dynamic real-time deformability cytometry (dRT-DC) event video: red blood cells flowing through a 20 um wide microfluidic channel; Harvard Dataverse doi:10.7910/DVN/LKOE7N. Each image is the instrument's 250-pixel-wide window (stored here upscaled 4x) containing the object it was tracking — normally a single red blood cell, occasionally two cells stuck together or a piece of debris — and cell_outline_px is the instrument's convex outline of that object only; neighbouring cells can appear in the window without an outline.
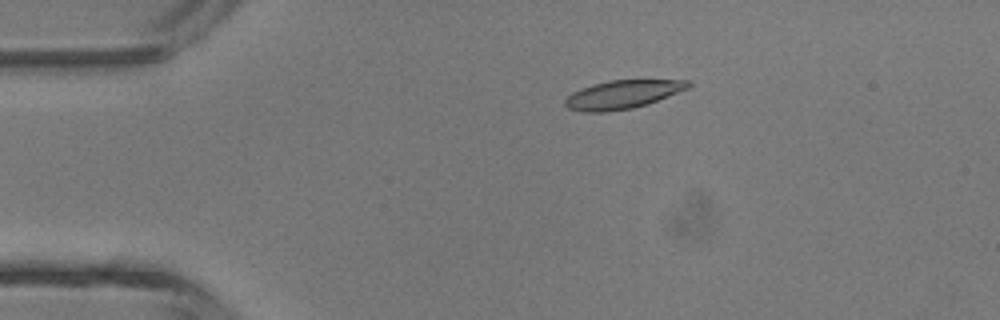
{"species": "common noctule bat (a hibernating species)", "species_latin": "Nyctalus noctula", "temperature_condition": "room temperature", "stored_images_in_passage": 3, "camera_frame_rate_fps": 3000, "um_per_image_px": 0.085, "animal": {"sex": "male", "body_mass_g": 13.3}, "frame": {"image": 1, "passage_image": 2, "time_ms": 2.0, "image_size_px": [1000, 320], "cell_outline_px": [[692, 84], [688, 88], [648, 104], [632, 108], [608, 112], [584, 112], [568, 108], [564, 104], [564, 100], [572, 92], [592, 84], [608, 80], [688, 80]], "centroid_in_image_um": [52.89, 8.03], "position_along_channel_um": 32.1, "area_um2": 20.4}}